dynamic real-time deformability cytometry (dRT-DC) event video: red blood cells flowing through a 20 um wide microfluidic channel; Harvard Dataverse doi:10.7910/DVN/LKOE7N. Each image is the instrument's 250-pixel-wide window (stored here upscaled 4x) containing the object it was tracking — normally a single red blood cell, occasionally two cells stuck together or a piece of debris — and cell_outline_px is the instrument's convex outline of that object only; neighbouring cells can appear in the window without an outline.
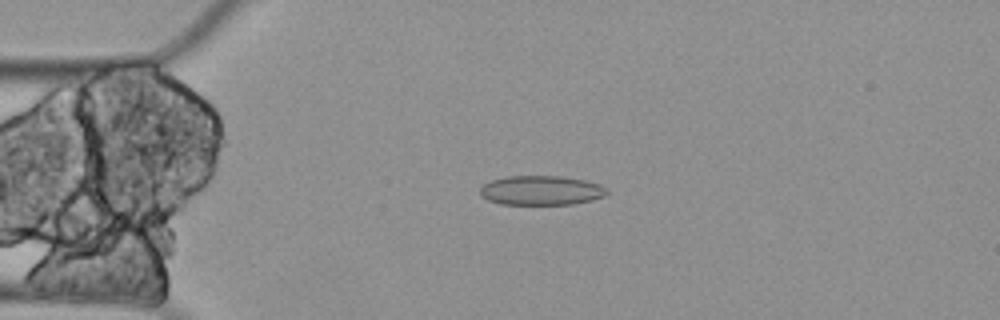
{"species": "Egyptian fruit bat (a non-hibernating species)", "species_latin": "Rousettus aegyptiacus", "temperature_condition": "cold", "stored_images_in_passage": 3, "camera_frame_rate_fps": 3000, "um_per_image_px": 0.085, "animal": {"sex": "female"}, "frame": {"image": 1, "passage_image": 2, "time_ms": 0.333, "image_size_px": [1000, 320], "cell_outline_px": [[608, 192], [604, 196], [592, 200], [572, 204], [500, 204], [488, 200], [480, 196], [480, 188], [484, 184], [492, 180], [508, 176], [560, 176], [584, 180], [600, 184], [608, 188]], "centroid_in_image_um": [46.01, 16.18], "position_along_channel_um": 39.0, "area_um2": 21.79}}